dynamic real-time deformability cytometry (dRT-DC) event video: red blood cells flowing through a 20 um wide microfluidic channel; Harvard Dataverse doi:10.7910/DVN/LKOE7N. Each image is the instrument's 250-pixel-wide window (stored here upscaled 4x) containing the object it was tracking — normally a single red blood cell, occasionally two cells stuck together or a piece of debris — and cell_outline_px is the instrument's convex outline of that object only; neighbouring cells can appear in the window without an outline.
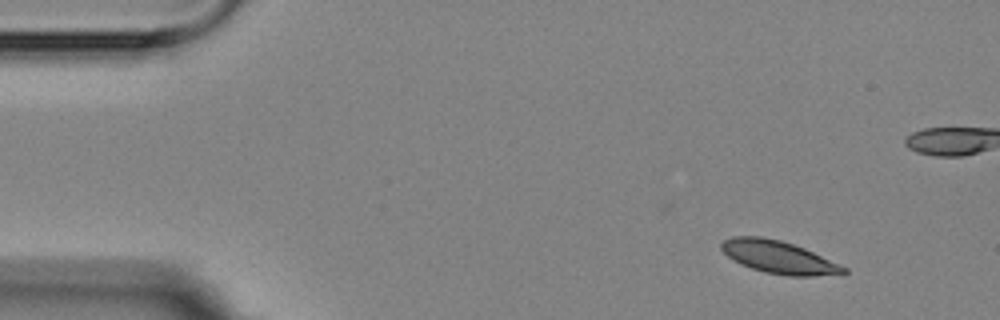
{"species": "Egyptian fruit bat (a non-hibernating species)", "species_latin": "Rousettus aegyptiacus", "temperature_condition": "room temperature", "stored_images_in_passage": 4, "camera_frame_rate_fps": 3000, "um_per_image_px": 0.085, "animal": {"sex": "female"}, "frame": {"image": 1, "passage_image": 1, "time_ms": 0.0, "image_size_px": [1000, 320], "cell_outline_px": [[848, 272], [844, 276], [788, 276], [764, 272], [740, 264], [728, 256], [720, 248], [720, 244], [724, 240], [732, 236], [764, 236], [780, 240], [804, 248], [840, 264], [848, 268]], "centroid_in_image_um": [66.25, 21.88], "position_along_channel_um": 18.7, "area_um2": 23.58}}